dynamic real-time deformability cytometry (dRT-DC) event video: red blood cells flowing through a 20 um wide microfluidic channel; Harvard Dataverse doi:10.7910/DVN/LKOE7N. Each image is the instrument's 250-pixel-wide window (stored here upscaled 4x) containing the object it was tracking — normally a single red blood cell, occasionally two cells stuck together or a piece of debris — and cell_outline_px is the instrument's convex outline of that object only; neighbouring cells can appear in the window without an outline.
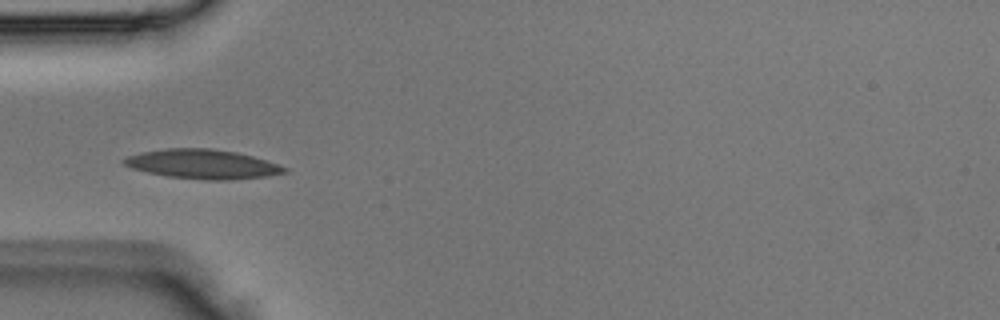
{"species": "Egyptian fruit bat (a non-hibernating species)", "species_latin": "Rousettus aegyptiacus", "temperature_condition": "room temperature", "stored_images_in_passage": 5, "camera_frame_rate_fps": 3000, "um_per_image_px": 0.085, "animal": {"sex": "male"}, "frame": {"image": 1, "passage_image": 4, "time_ms": 1.0, "image_size_px": [1000, 320], "cell_outline_px": [[288, 172], [264, 176], [228, 180], [204, 180], [168, 176], [148, 172], [132, 168], [124, 164], [120, 160], [128, 156], [140, 152], [168, 148], [212, 148], [236, 152], [268, 160], [288, 168]], "centroid_in_image_um": [17.22, 13.94], "position_along_channel_um": 67.8, "area_um2": 27.4}}
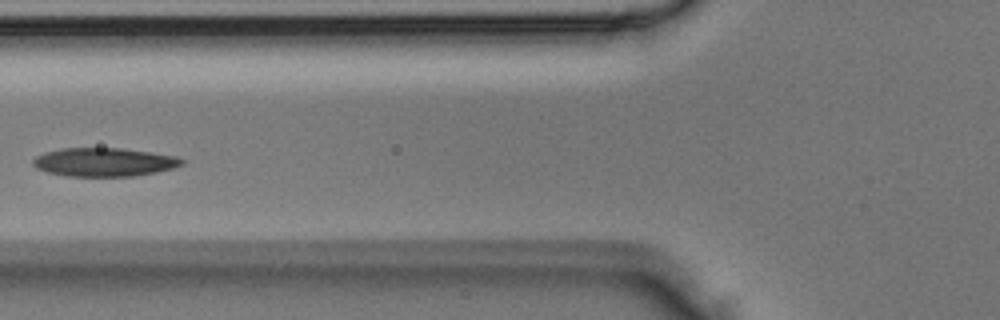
{"frame": {"image": 2, "passage_image": 5, "time_ms": 1.333, "image_size_px": [1000, 320], "cell_outline_px": [[184, 164], [172, 168], [156, 172], [136, 176], [68, 176], [48, 172], [36, 168], [32, 164], [32, 160], [36, 156], [44, 152], [64, 148], [120, 148], [176, 156], [184, 160]], "centroid_in_image_um": [8.83, 13.78], "position_along_channel_um": 117.0, "area_um2": 24.68}}